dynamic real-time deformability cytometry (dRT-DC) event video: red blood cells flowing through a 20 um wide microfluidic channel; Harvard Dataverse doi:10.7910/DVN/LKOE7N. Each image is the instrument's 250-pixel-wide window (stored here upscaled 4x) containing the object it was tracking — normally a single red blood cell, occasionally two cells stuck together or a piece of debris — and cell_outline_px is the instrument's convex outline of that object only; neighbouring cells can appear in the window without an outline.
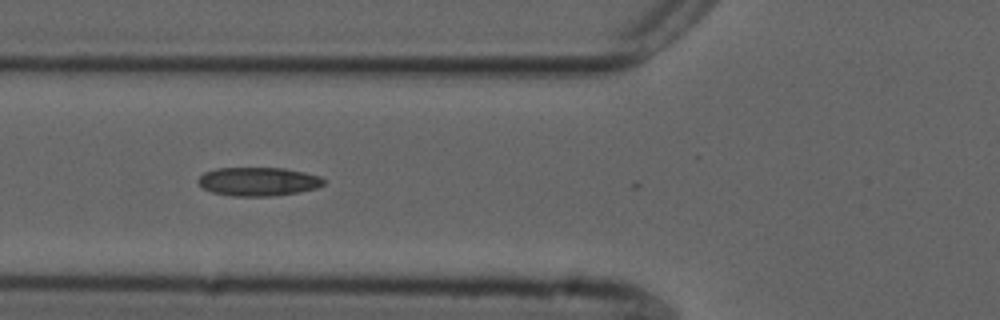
{"species": "common noctule bat (a hibernating species)", "species_latin": "Nyctalus noctula", "temperature_condition": "cold", "stored_images_in_passage": 3, "camera_frame_rate_fps": 3000, "um_per_image_px": 0.085, "animal": {"sex": "male", "forearm_length_mm": 52.5}, "frame": {"image": 1, "passage_image": 2, "time_ms": 0.333, "image_size_px": [1000, 320], "cell_outline_px": [[324, 184], [316, 188], [296, 192], [272, 196], [232, 196], [212, 192], [204, 188], [196, 180], [204, 172], [216, 168], [284, 168], [304, 172], [320, 176], [324, 180]], "centroid_in_image_um": [21.93, 15.42], "position_along_channel_um": 103.9, "area_um2": 20.87}}